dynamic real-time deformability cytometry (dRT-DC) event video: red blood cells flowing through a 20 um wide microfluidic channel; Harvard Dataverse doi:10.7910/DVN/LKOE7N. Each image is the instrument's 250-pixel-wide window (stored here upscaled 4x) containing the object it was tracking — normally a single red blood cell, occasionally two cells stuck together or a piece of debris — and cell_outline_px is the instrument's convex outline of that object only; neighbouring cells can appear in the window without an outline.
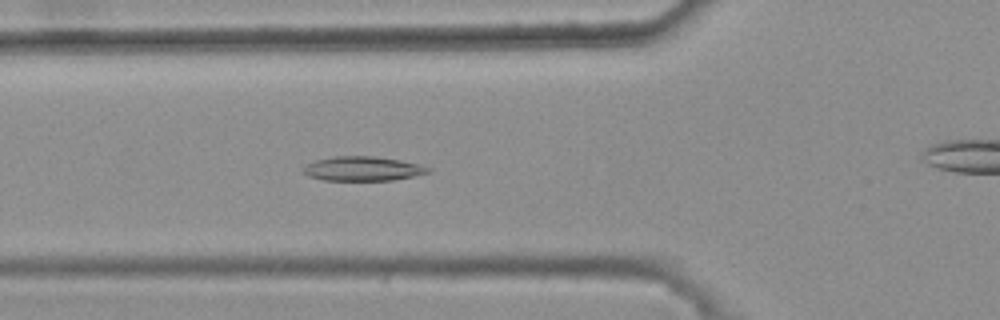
{"species": "common noctule bat (a hibernating species)", "species_latin": "Nyctalus noctula", "temperature_condition": "warm", "stored_images_in_passage": 47, "camera_frame_rate_fps": 3000, "um_per_image_px": 0.085, "animal": {"sex": "female", "body_mass_g": 25.1}, "frame": {"image": 1, "passage_image": 19, "time_ms": 6.0, "image_size_px": [1000, 320], "cell_outline_px": [[432, 172], [392, 180], [324, 180], [308, 176], [300, 172], [300, 168], [304, 164], [316, 160], [332, 156], [372, 156], [400, 160], [432, 168]], "centroid_in_image_um": [30.75, 14.33], "position_along_channel_um": 95.1, "area_um2": 17.86}}
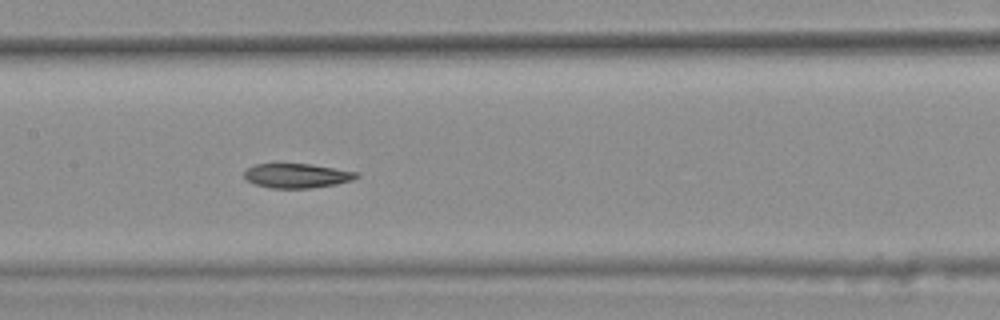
{"frame": {"image": 2, "passage_image": 26, "time_ms": 8.333, "image_size_px": [1000, 320], "cell_outline_px": [[360, 176], [352, 180], [336, 184], [312, 188], [272, 188], [256, 184], [248, 180], [244, 176], [244, 172], [252, 164], [312, 164], [360, 172]], "centroid_in_image_um": [25.29, 14.93], "position_along_channel_um": 182.1, "area_um2": 16.01}}
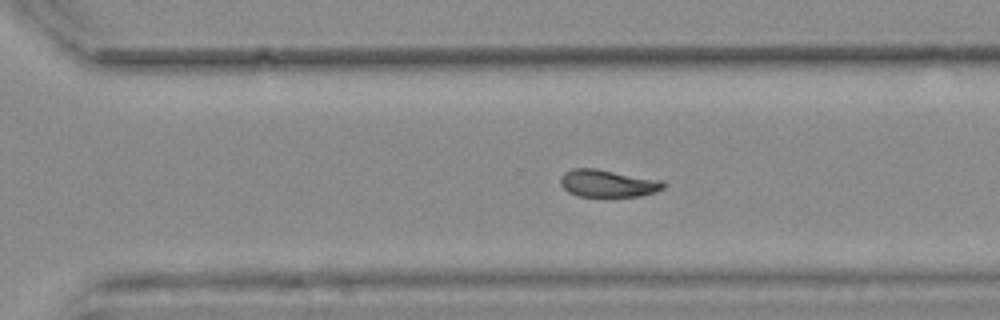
{"frame": {"image": 3, "passage_image": 37, "time_ms": 12.0, "image_size_px": [1000, 320], "cell_outline_px": [[668, 184], [664, 188], [656, 192], [640, 196], [580, 196], [568, 192], [560, 184], [560, 176], [564, 172], [572, 168], [596, 168], [664, 180]], "centroid_in_image_um": [51.7, 15.57], "position_along_channel_um": 318.9, "area_um2": 16.7}, "authors_computed_cell_mechanics": {"area_um2": 16.9932, "velocity_mm_per_s": 3.7336, "shape_relaxation_time_tau1_ms": 11.0155, "shape_relaxation_time_tau2_ms": 4.8808, "deformation_change_tau1": 0.1955, "deformation_change_tau2": 0.0823}}